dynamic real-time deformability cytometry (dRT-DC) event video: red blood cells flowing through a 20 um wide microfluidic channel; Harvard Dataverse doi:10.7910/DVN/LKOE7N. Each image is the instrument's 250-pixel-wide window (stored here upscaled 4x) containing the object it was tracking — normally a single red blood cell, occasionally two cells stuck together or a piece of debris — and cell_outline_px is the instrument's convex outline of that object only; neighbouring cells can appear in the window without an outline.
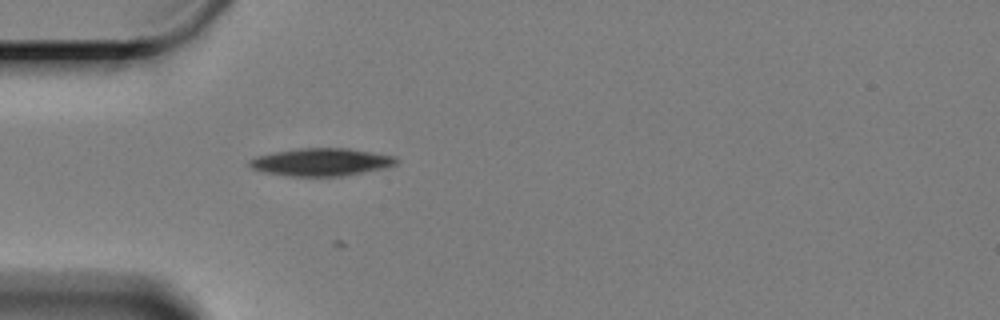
{"species": "Egyptian fruit bat (a non-hibernating species)", "species_latin": "Rousettus aegyptiacus", "temperature_condition": "cold", "stored_images_in_passage": 21, "camera_frame_rate_fps": 3000, "um_per_image_px": 0.085, "animal": {"sex": "female"}, "frame": {"image": 1, "passage_image": 1, "time_ms": 0.0, "image_size_px": [1000, 320], "cell_outline_px": [[400, 160], [396, 164], [388, 168], [344, 176], [288, 176], [264, 172], [252, 168], [248, 164], [248, 160], [256, 156], [276, 152], [300, 148], [348, 148], [396, 156]], "centroid_in_image_um": [27.36, 13.78], "position_along_channel_um": 57.6, "area_um2": 23.87}}
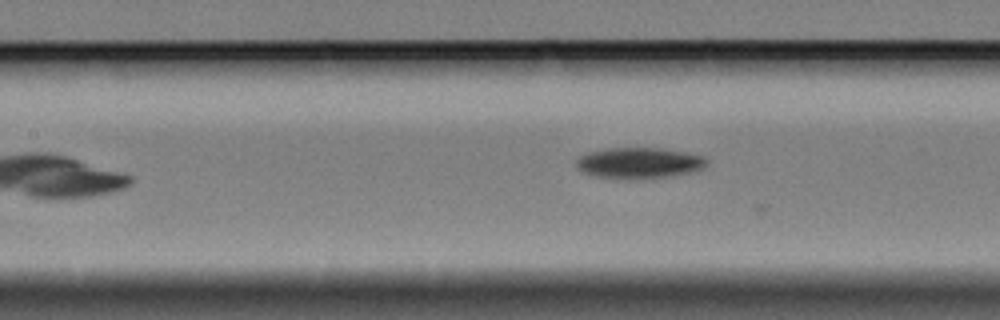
{"frame": {"image": 2, "passage_image": 10, "time_ms": 3.0, "image_size_px": [1000, 320], "cell_outline_px": [[708, 164], [704, 168], [692, 172], [652, 180], [628, 180], [592, 176], [580, 172], [576, 168], [576, 160], [580, 156], [588, 152], [612, 148], [656, 148], [684, 152], [704, 156], [708, 160]], "centroid_in_image_um": [54.32, 13.89], "position_along_channel_um": 153.1, "area_um2": 24.22}}
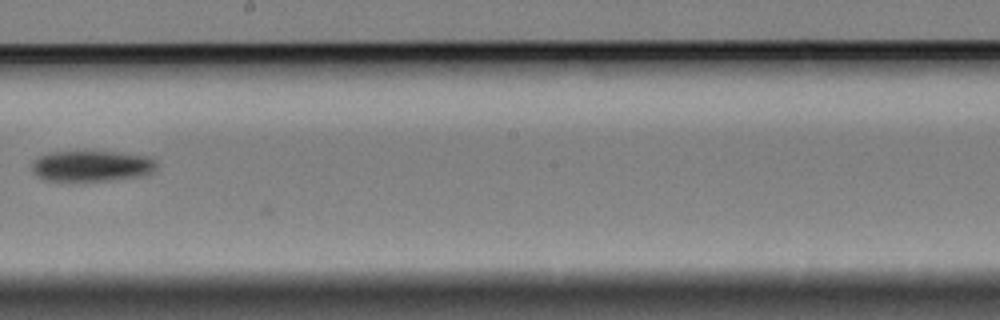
{"frame": {"image": 3, "passage_image": 18, "time_ms": 5.667, "image_size_px": [1000, 320], "cell_outline_px": [[156, 168], [152, 172], [140, 176], [112, 180], [72, 184], [44, 180], [36, 176], [32, 172], [32, 160], [36, 156], [48, 152], [120, 152], [148, 156], [156, 160]], "centroid_in_image_um": [7.7, 14.15], "position_along_channel_um": 240.5, "area_um2": 23.47}}